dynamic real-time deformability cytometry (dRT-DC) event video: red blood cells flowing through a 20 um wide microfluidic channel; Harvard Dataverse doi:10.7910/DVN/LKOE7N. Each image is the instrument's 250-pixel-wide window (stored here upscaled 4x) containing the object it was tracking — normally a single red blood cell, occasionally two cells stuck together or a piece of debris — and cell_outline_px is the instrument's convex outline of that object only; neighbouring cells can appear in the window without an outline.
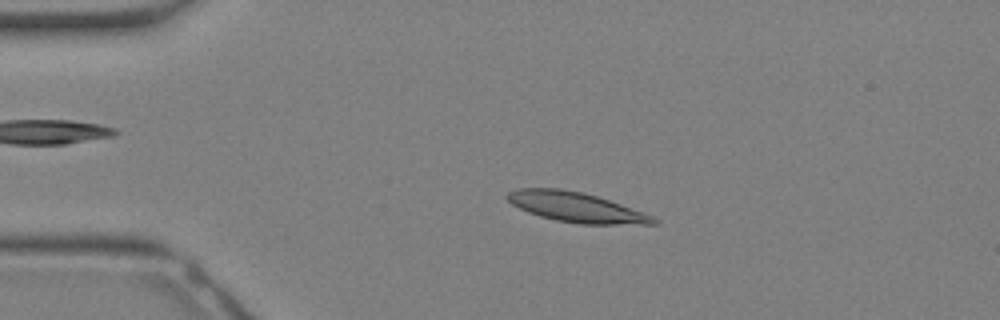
{"species": "Egyptian fruit bat (a non-hibernating species)", "species_latin": "Rousettus aegyptiacus", "temperature_condition": "warm", "stored_images_in_passage": 10, "camera_frame_rate_fps": 3000, "um_per_image_px": 0.085, "animal": {"sex": "female"}, "frame": {"image": 1, "passage_image": 5, "time_ms": 1.333, "image_size_px": [1000, 320], "cell_outline_px": [[660, 224], [580, 224], [556, 220], [540, 216], [528, 212], [512, 204], [504, 196], [508, 192], [516, 188], [560, 188], [584, 192], [620, 204], [652, 216], [660, 220]], "centroid_in_image_um": [48.94, 17.6], "position_along_channel_um": 36.1, "area_um2": 25.37}}
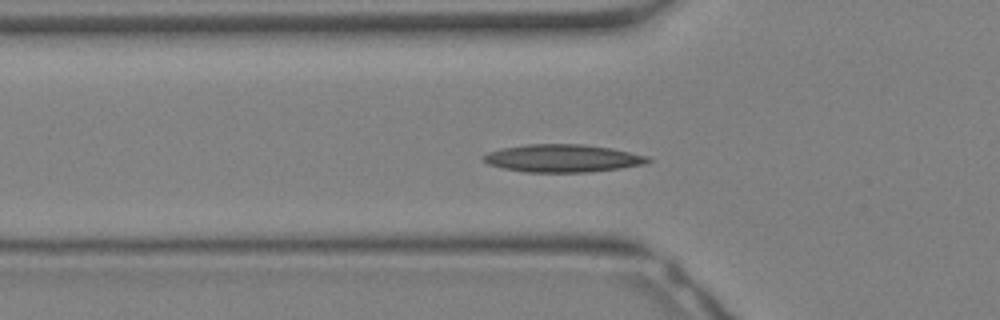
{"frame": {"image": 2, "passage_image": 9, "time_ms": 2.667, "image_size_px": [1000, 320], "cell_outline_px": [[652, 160], [644, 164], [620, 168], [588, 172], [524, 172], [504, 168], [488, 164], [484, 160], [484, 156], [488, 152], [500, 148], [524, 144], [584, 144], [612, 148], [648, 156]], "centroid_in_image_um": [47.83, 13.44], "position_along_channel_um": 78.0, "area_um2": 26.59}}